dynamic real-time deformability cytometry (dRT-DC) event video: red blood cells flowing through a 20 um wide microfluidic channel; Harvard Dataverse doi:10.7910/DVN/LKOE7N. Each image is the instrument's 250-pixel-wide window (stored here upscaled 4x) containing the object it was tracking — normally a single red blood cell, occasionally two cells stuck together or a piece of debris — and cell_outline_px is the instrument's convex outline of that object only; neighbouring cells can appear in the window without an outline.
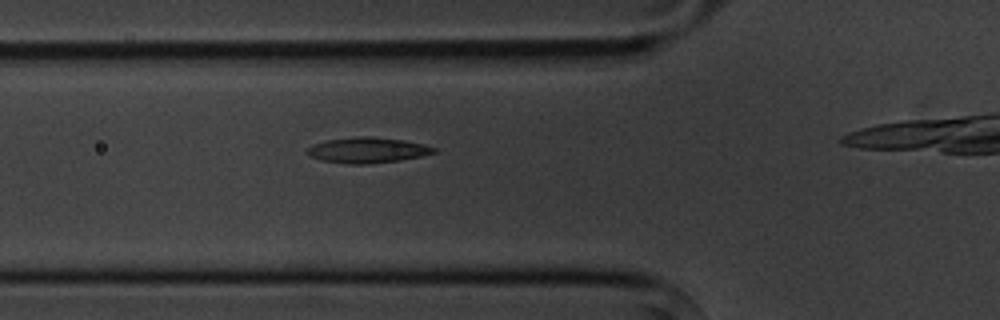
{"species": "common noctule bat (a hibernating species)", "species_latin": "Nyctalus noctula", "temperature_condition": "cold", "stored_images_in_passage": 3, "camera_frame_rate_fps": 3000, "um_per_image_px": 0.085, "animal": {"sex": "male", "body_mass_g": 20.1, "forearm_length_mm": 53.5}, "frame": {"image": 1, "passage_image": 2, "time_ms": 1.0, "image_size_px": [1000, 320], "cell_outline_px": [[436, 152], [420, 156], [400, 160], [368, 164], [348, 164], [324, 160], [308, 156], [308, 148], [312, 144], [324, 140], [356, 136], [368, 136], [404, 140], [424, 144], [436, 148]], "centroid_in_image_um": [31.22, 12.75], "position_along_channel_um": 94.6, "area_um2": 18.84}}